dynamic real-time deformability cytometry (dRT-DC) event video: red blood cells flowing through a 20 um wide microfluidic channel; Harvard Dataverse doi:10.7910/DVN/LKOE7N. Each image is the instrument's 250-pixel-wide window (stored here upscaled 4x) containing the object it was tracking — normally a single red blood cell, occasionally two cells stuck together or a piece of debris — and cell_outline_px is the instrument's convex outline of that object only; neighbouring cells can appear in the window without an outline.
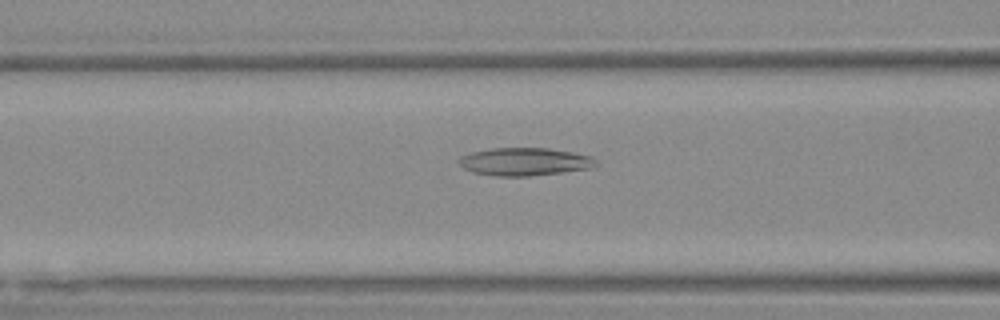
{"species": "Egyptian fruit bat (a non-hibernating species)", "species_latin": "Rousettus aegyptiacus", "temperature_condition": "warm", "stored_images_in_passage": 34, "camera_frame_rate_fps": 3000, "um_per_image_px": 0.085, "animal": {"sex": "female"}, "frame": {"image": 1, "passage_image": 8, "time_ms": 2.333, "image_size_px": [1000, 320], "cell_outline_px": [[596, 164], [592, 168], [528, 176], [492, 176], [472, 172], [464, 168], [456, 160], [460, 156], [472, 152], [492, 148], [548, 148], [572, 152], [592, 156], [596, 160]], "centroid_in_image_um": [44.56, 13.74], "position_along_channel_um": 122.0, "area_um2": 22.25}}
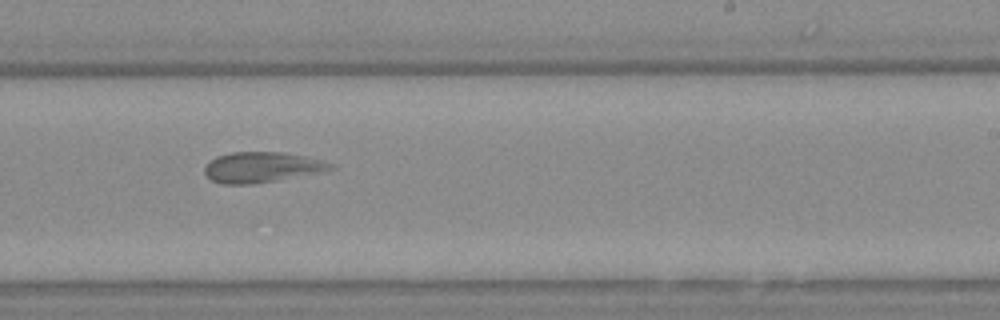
{"frame": {"image": 2, "passage_image": 20, "time_ms": 6.333, "image_size_px": [1000, 320], "cell_outline_px": [[336, 168], [324, 172], [252, 184], [224, 184], [212, 180], [204, 172], [204, 168], [216, 156], [232, 152], [284, 152], [324, 160], [332, 164]], "centroid_in_image_um": [22.3, 14.21], "position_along_channel_um": 266.7, "area_um2": 22.31}}
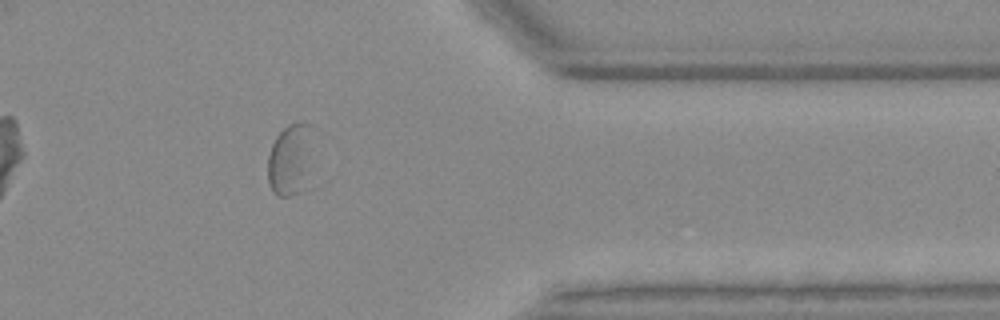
{"frame": {"image": 3, "passage_image": 31, "time_ms": 10.0, "image_size_px": [1000, 320], "cell_outline_px": [[312, 124], [296, 192], [292, 196], [276, 196], [272, 192], [268, 184], [268, 156], [272, 144], [276, 136], [288, 124], [300, 120], [304, 120]], "centroid_in_image_um": [24.48, 13.44], "position_along_channel_um": 386.9, "area_um2": 16.82}}